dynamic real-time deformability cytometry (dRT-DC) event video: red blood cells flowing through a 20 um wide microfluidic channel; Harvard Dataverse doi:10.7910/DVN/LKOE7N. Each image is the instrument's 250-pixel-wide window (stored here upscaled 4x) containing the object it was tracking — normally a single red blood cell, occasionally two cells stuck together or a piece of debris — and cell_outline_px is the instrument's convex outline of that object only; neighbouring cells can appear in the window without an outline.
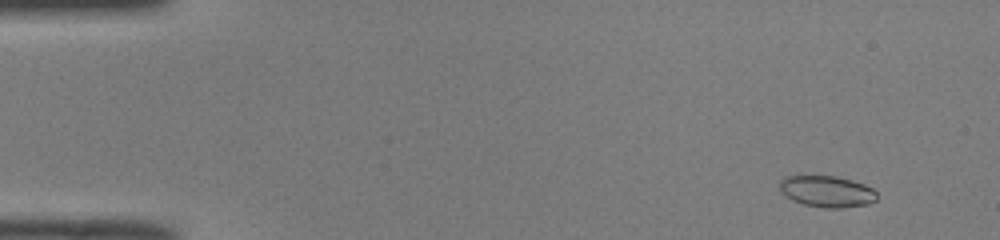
{"species": "common noctule bat (a hibernating species)", "species_latin": "Nyctalus noctula", "temperature_condition": "room temperature", "stored_images_in_passage": 52, "camera_frame_rate_fps": 3000, "um_per_image_px": 0.085, "animal": {"sex": "male", "body_mass_g": 19.0, "forearm_length_mm": 50.8}, "frame": {"image": 1, "passage_image": 5, "time_ms": 1.333, "image_size_px": [1000, 240], "cell_outline_px": [[876, 200], [868, 204], [844, 208], [824, 208], [804, 204], [792, 200], [780, 192], [780, 180], [784, 176], [836, 176], [852, 180], [864, 184], [872, 188], [876, 192]], "centroid_in_image_um": [70.28, 16.27], "position_along_channel_um": 14.7, "area_um2": 17.86}}
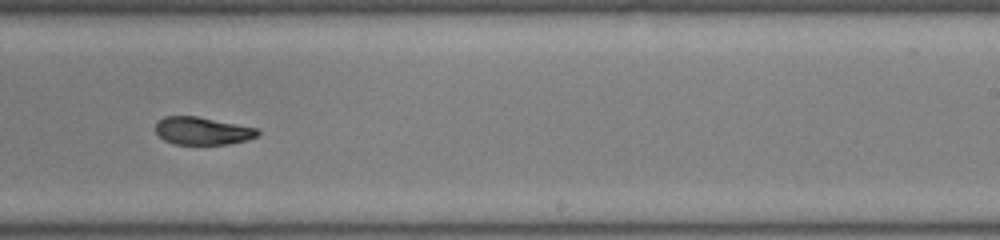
{"frame": {"image": 2, "passage_image": 33, "time_ms": 10.667, "image_size_px": [1000, 240], "cell_outline_px": [[260, 136], [248, 140], [228, 144], [172, 144], [164, 140], [156, 132], [156, 124], [164, 116], [196, 116], [260, 128]], "centroid_in_image_um": [17.27, 11.13], "position_along_channel_um": 271.7, "area_um2": 16.65}}
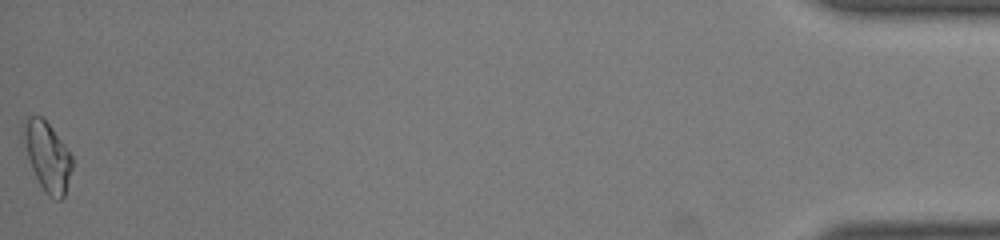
{"frame": {"image": 3, "passage_image": 52, "time_ms": 17.0, "image_size_px": [1000, 240], "cell_outline_px": [[72, 168], [64, 196], [60, 200], [56, 200], [48, 196], [40, 184], [32, 168], [28, 156], [24, 140], [24, 124], [28, 116], [40, 116], [52, 128], [64, 144], [72, 156]], "centroid_in_image_um": [4.05, 13.33], "position_along_channel_um": 431.1, "area_um2": 19.02}, "authors_computed_cell_mechanics": {"area_um2": 18.1203, "velocity_mm_per_s": 4.0133, "shape_relaxation_time_tau1_ms": 3.7917, "shape_relaxation_time_tau2_ms": 1.7134, "deformation_change_tau1": 0.1531, "deformation_change_tau2": 0.0744}}